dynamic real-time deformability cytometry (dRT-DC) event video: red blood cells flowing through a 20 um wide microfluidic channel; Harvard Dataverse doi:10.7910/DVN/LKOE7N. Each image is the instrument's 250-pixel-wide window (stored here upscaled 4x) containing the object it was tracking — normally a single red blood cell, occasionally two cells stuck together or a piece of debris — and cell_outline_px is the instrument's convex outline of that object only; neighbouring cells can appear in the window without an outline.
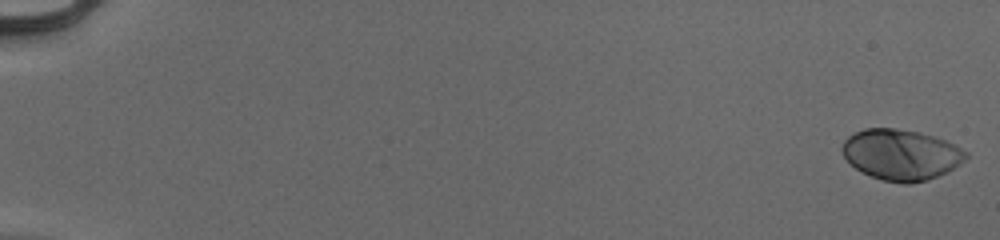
{"species": "human", "species_latin": "Homo sapiens", "temperature_condition": "cold", "stored_images_in_passage": 54, "camera_frame_rate_fps": 3000, "um_per_image_px": 0.085, "donor": {"sex": "male"}, "frame": {"image": 1, "passage_image": 1, "time_ms": 0.0, "image_size_px": [1000, 240], "cell_outline_px": [[968, 156], [960, 164], [948, 172], [928, 180], [908, 184], [900, 184], [880, 180], [860, 172], [844, 156], [840, 148], [844, 140], [848, 136], [864, 128], [892, 128], [916, 132], [932, 136], [944, 140], [968, 152]], "centroid_in_image_um": [76.57, 13.17], "position_along_channel_um": 8.4, "area_um2": 36.65}}
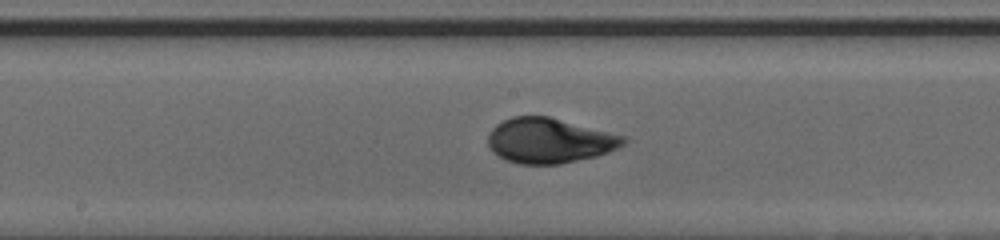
{"frame": {"image": 2, "passage_image": 31, "time_ms": 10.0, "image_size_px": [1000, 240], "cell_outline_px": [[628, 140], [624, 144], [608, 152], [596, 156], [560, 164], [520, 164], [504, 160], [492, 152], [488, 144], [488, 132], [496, 124], [512, 116], [548, 116], [628, 136]], "centroid_in_image_um": [46.69, 11.95], "position_along_channel_um": 201.5, "area_um2": 35.84}}
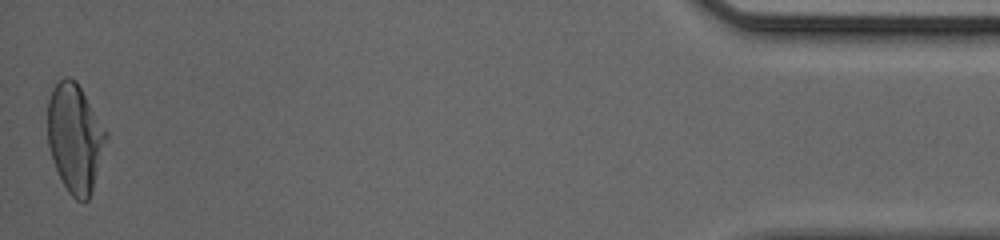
{"frame": {"image": 3, "passage_image": 54, "time_ms": 17.667, "image_size_px": [1000, 240], "cell_outline_px": [[108, 136], [92, 192], [88, 200], [76, 200], [68, 192], [56, 168], [48, 144], [48, 100], [52, 88], [64, 76], [68, 76], [76, 80], [108, 132]], "centroid_in_image_um": [6.39, 11.7], "position_along_channel_um": 428.8, "area_um2": 36.88}, "authors_computed_cell_mechanics": {"area_um2": 35.3158, "velocity_mm_per_s": 3.9897, "shape_relaxation_time_tau1_ms": 3.829, "shape_relaxation_time_tau2_ms": null, "deformation_change_tau1": 0.1923, "deformation_change_tau2": null}}